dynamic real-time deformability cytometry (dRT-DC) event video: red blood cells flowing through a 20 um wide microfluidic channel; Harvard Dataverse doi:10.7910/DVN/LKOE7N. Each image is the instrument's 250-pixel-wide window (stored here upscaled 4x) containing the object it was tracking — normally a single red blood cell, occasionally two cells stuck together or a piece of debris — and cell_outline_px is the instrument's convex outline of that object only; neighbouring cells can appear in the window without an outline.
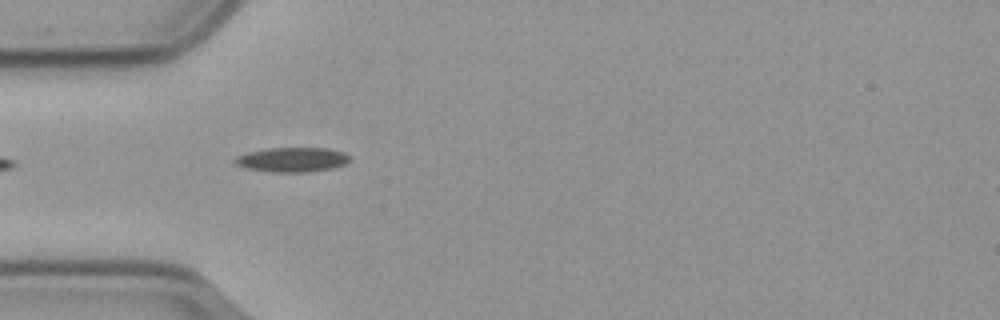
{"species": "common noctule bat (a hibernating species)", "species_latin": "Nyctalus noctula", "temperature_condition": "cold", "stored_images_in_passage": 14, "camera_frame_rate_fps": 3000, "um_per_image_px": 0.085, "animal": {"sex": "male", "body_mass_g": 23.1, "forearm_length_mm": 52.7}, "frame": {"image": 1, "passage_image": 1, "time_ms": 0.0, "image_size_px": [1000, 320], "cell_outline_px": [[348, 160], [344, 164], [332, 168], [308, 172], [272, 172], [244, 168], [236, 164], [232, 160], [236, 156], [248, 152], [268, 148], [328, 148], [344, 152], [348, 156]], "centroid_in_image_um": [24.78, 13.57], "position_along_channel_um": 60.2, "area_um2": 16.42}}
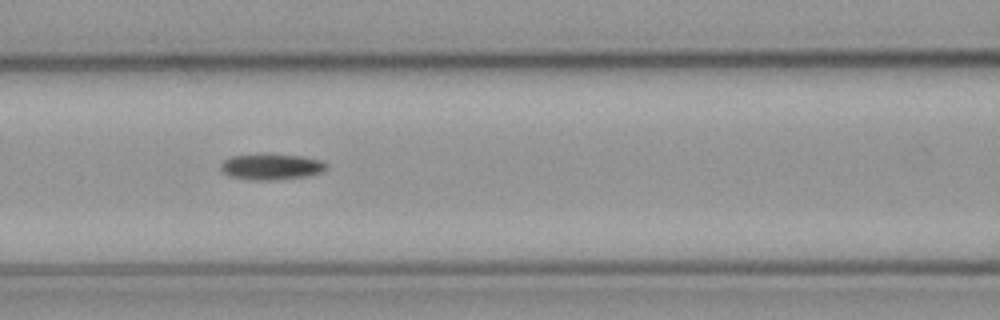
{"frame": {"image": 2, "passage_image": 8, "time_ms": 2.333, "image_size_px": [1000, 320], "cell_outline_px": [[328, 168], [320, 172], [308, 176], [268, 180], [252, 180], [228, 176], [220, 168], [220, 164], [224, 160], [232, 156], [268, 152], [304, 156], [320, 160], [328, 164]], "centroid_in_image_um": [23.06, 14.14], "position_along_channel_um": 143.5, "area_um2": 16.42}}
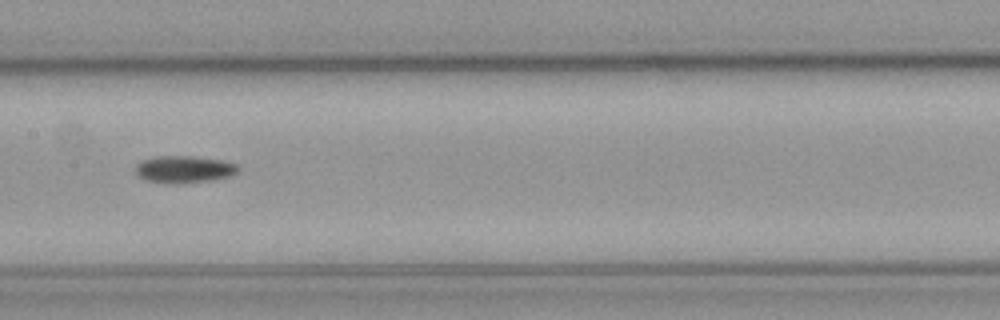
{"frame": {"image": 3, "passage_image": 12, "time_ms": 3.667, "image_size_px": [1000, 320], "cell_outline_px": [[240, 168], [236, 172], [228, 176], [212, 180], [180, 184], [144, 180], [136, 172], [136, 164], [144, 160], [156, 156], [192, 156], [224, 160], [236, 164]], "centroid_in_image_um": [15.66, 14.38], "position_along_channel_um": 191.7, "area_um2": 16.13}}